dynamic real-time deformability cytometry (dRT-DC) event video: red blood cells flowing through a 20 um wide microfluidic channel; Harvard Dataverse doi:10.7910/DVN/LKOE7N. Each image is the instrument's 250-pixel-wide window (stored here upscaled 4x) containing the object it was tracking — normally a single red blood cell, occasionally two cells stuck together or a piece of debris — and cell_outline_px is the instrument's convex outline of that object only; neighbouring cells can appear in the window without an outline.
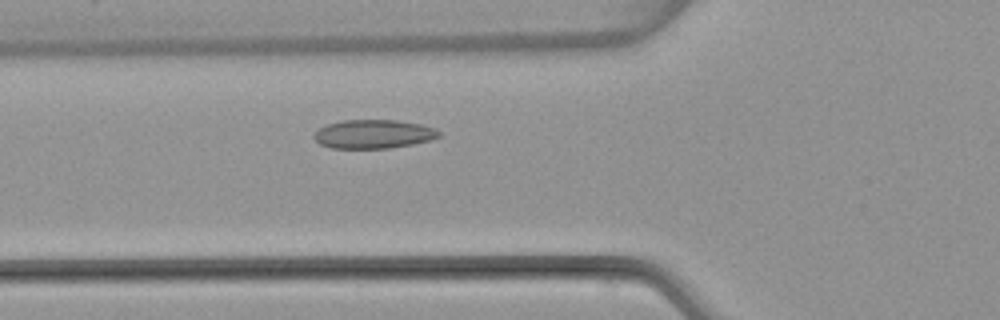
{"species": "common noctule bat (a hibernating species)", "species_latin": "Nyctalus noctula", "temperature_condition": "warm", "stored_images_in_passage": 46, "camera_frame_rate_fps": 3000, "um_per_image_px": 0.085, "animal": {"sex": "female", "body_mass_g": 22.7, "forearm_length_mm": 54.2}, "frame": {"image": 1, "passage_image": 13, "time_ms": 4.0, "image_size_px": [1000, 320], "cell_outline_px": [[440, 136], [432, 140], [412, 144], [388, 148], [332, 148], [320, 144], [312, 136], [320, 128], [328, 124], [344, 120], [396, 120], [420, 124], [436, 128], [440, 132]], "centroid_in_image_um": [31.77, 11.39], "position_along_channel_um": 94.0, "area_um2": 20.87}}
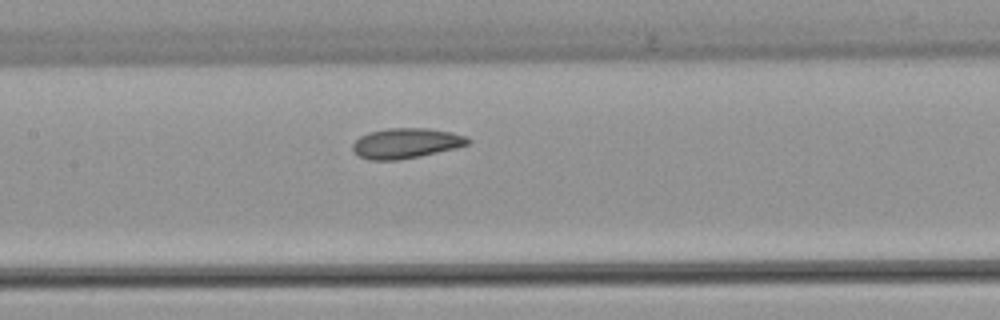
{"frame": {"image": 2, "passage_image": 19, "time_ms": 6.0, "image_size_px": [1000, 320], "cell_outline_px": [[472, 140], [468, 144], [456, 148], [420, 156], [396, 160], [368, 160], [360, 156], [352, 148], [352, 144], [360, 136], [368, 132], [388, 128], [428, 128], [452, 132], [468, 136]], "centroid_in_image_um": [34.54, 12.16], "position_along_channel_um": 172.9, "area_um2": 20.35}}
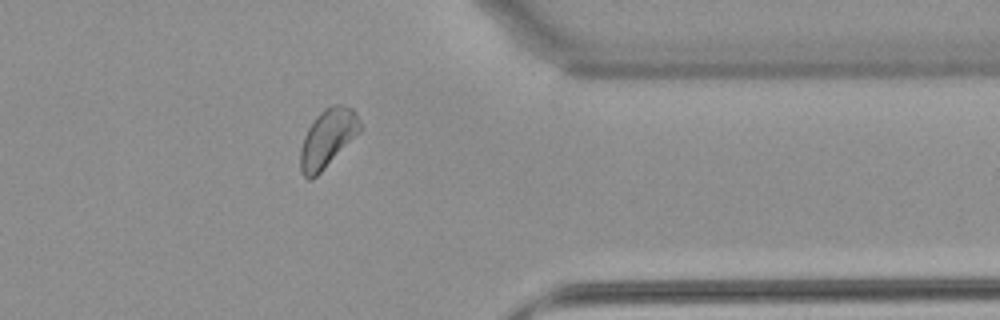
{"frame": {"image": 3, "passage_image": 36, "time_ms": 11.667, "image_size_px": [1000, 320], "cell_outline_px": [[364, 128], [316, 176], [308, 180], [304, 176], [300, 168], [300, 148], [304, 136], [308, 128], [316, 116], [324, 108], [332, 104], [344, 104], [352, 108], [356, 112]], "centroid_in_image_um": [27.87, 11.71], "position_along_channel_um": 383.5, "area_um2": 20.29}, "authors_computed_cell_mechanics": {"area_um2": 20.3745, "velocity_mm_per_s": 3.9235, "shape_relaxation_time_tau1_ms": null, "shape_relaxation_time_tau2_ms": 2.384, "deformation_change_tau1": null, "deformation_change_tau2": 0.0648}}